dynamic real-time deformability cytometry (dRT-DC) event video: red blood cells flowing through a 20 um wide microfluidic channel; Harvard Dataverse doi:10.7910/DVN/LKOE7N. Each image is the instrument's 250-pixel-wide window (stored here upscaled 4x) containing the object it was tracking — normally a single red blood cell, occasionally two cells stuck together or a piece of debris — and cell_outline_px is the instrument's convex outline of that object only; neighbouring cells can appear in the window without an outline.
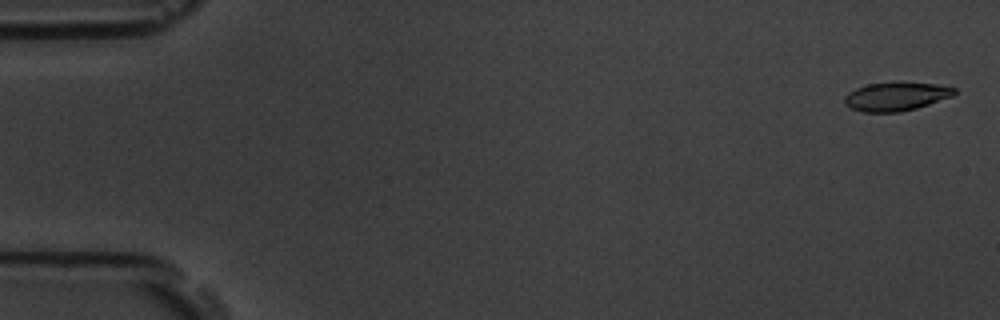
{"species": "common noctule bat (a hibernating species)", "species_latin": "Nyctalus noctula", "temperature_condition": "room temperature", "stored_images_in_passage": 55, "camera_frame_rate_fps": 3000, "um_per_image_px": 0.085, "animal": {"sex": "male", "body_mass_g": 19.5, "forearm_length_mm": 54.6}, "frame": {"image": 1, "passage_image": 2, "time_ms": 0.333, "image_size_px": [1000, 320], "cell_outline_px": [[956, 92], [952, 96], [916, 108], [900, 112], [864, 112], [852, 108], [844, 104], [844, 96], [848, 92], [856, 88], [868, 84], [892, 80], [896, 80], [936, 84], [956, 88]], "centroid_in_image_um": [76.14, 8.16], "position_along_channel_um": 8.9, "area_um2": 18.73}}
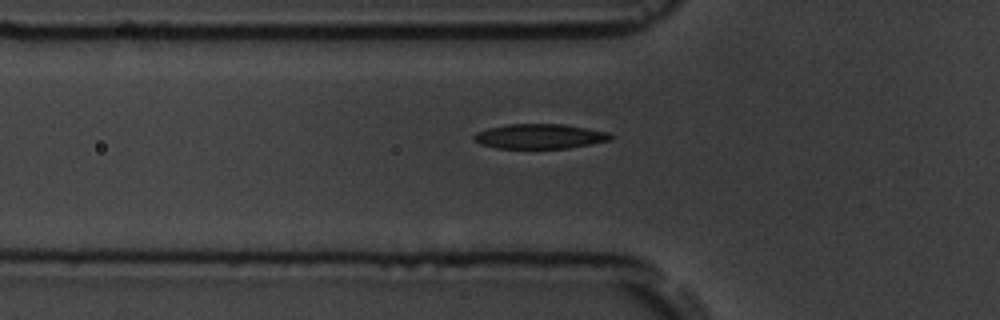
{"frame": {"image": 2, "passage_image": 19, "time_ms": 6.0, "image_size_px": [1000, 320], "cell_outline_px": [[616, 136], [612, 140], [568, 148], [496, 148], [480, 144], [472, 140], [472, 136], [476, 132], [488, 128], [508, 124], [564, 124], [588, 128], [608, 132]], "centroid_in_image_um": [45.88, 11.58], "position_along_channel_um": 79.9, "area_um2": 19.94}}
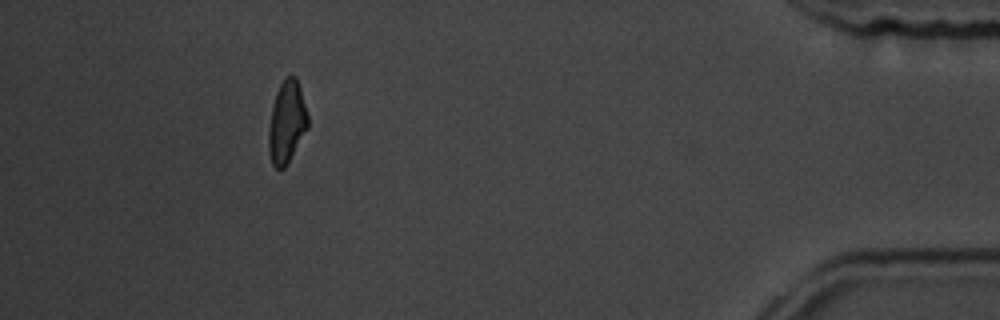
{"frame": {"image": 3, "passage_image": 50, "time_ms": 16.333, "image_size_px": [1000, 320], "cell_outline_px": [[308, 128], [284, 168], [276, 168], [272, 164], [268, 152], [268, 128], [272, 108], [276, 92], [284, 76], [296, 76], [300, 88], [308, 116]], "centroid_in_image_um": [24.36, 10.37], "position_along_channel_um": 410.8, "area_um2": 18.73}, "authors_computed_cell_mechanics": {"area_um2": 19.4208, "velocity_mm_per_s": 3.7665, "shape_relaxation_time_tau1_ms": 2.7834, "shape_relaxation_time_tau2_ms": 2.9438, "deformation_change_tau1": 0.1418, "deformation_change_tau2": 0.1064}}